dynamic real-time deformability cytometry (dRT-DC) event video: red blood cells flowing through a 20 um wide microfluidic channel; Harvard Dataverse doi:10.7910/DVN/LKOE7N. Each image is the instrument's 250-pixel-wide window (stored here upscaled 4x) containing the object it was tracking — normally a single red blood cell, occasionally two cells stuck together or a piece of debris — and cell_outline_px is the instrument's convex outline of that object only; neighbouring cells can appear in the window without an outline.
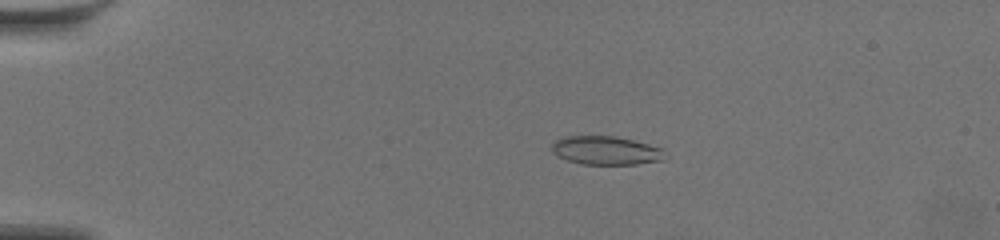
{"species": "common noctule bat (a hibernating species)", "species_latin": "Nyctalus noctula", "temperature_condition": "warm", "stored_images_in_passage": 60, "camera_frame_rate_fps": 3000, "um_per_image_px": 0.085, "animal": {"sex": "female", "body_mass_g": 19.5, "forearm_length_mm": 54.1}, "frame": {"image": 1, "passage_image": 13, "time_ms": 4.0, "image_size_px": [1000, 240], "cell_outline_px": [[668, 156], [664, 160], [636, 164], [580, 164], [556, 156], [552, 152], [552, 144], [556, 140], [568, 136], [616, 136], [664, 148]], "centroid_in_image_um": [51.55, 12.8], "position_along_channel_um": 33.4, "area_um2": 19.02}}
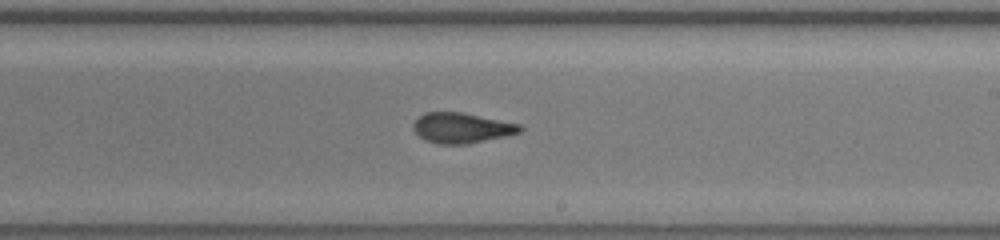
{"frame": {"image": 2, "passage_image": 37, "time_ms": 12.0, "image_size_px": [1000, 240], "cell_outline_px": [[524, 128], [520, 132], [504, 136], [468, 144], [436, 144], [424, 140], [412, 128], [412, 124], [424, 112], [460, 112], [520, 124]], "centroid_in_image_um": [39.21, 10.88], "position_along_channel_um": 249.8, "area_um2": 18.73}}
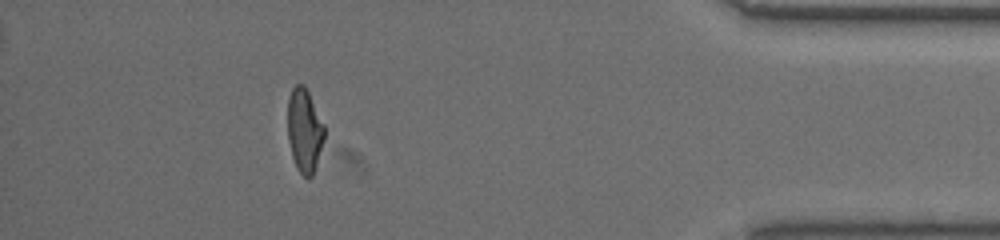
{"frame": {"image": 3, "passage_image": 54, "time_ms": 17.667, "image_size_px": [1000, 240], "cell_outline_px": [[324, 140], [312, 176], [304, 176], [296, 168], [292, 156], [288, 140], [288, 96], [292, 88], [296, 84], [304, 84], [324, 124]], "centroid_in_image_um": [25.86, 11.06], "position_along_channel_um": 409.3, "area_um2": 17.74}, "authors_computed_cell_mechanics": {"area_um2": 19.1318, "velocity_mm_per_s": 3.5715, "shape_relaxation_time_tau1_ms": 8.0595, "shape_relaxation_time_tau2_ms": 1.2875, "deformation_change_tau1": 0.2479, "deformation_change_tau2": 0.0959}}